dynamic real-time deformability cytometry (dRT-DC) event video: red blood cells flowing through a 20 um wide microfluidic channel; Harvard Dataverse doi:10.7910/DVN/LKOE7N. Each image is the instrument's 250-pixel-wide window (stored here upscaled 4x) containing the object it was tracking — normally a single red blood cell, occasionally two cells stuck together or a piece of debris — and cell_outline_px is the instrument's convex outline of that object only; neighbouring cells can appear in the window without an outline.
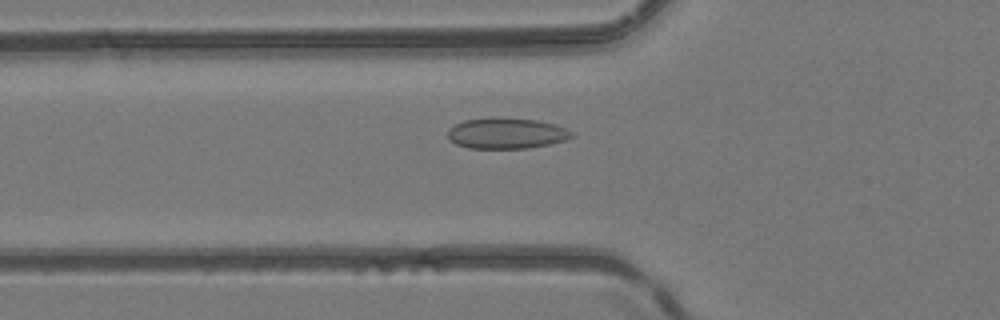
{"species": "common noctule bat (a hibernating species)", "species_latin": "Nyctalus noctula", "temperature_condition": "room temperature", "stored_images_in_passage": 50, "camera_frame_rate_fps": 3000, "um_per_image_px": 0.085, "animal": {"sex": "female", "body_mass_g": 24.6, "forearm_length_mm": 56.2}, "frame": {"image": 1, "passage_image": 18, "time_ms": 5.667, "image_size_px": [1000, 320], "cell_outline_px": [[576, 136], [564, 140], [548, 144], [528, 148], [468, 148], [456, 144], [448, 136], [448, 128], [464, 120], [536, 120], [556, 124], [572, 132]], "centroid_in_image_um": [43.08, 11.37], "position_along_channel_um": 82.7, "area_um2": 21.33}}
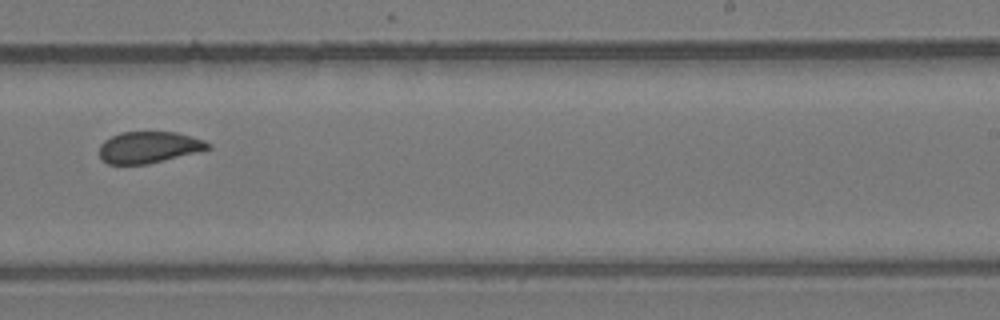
{"frame": {"image": 2, "passage_image": 32, "time_ms": 10.333, "image_size_px": [1000, 320], "cell_outline_px": [[212, 148], [148, 164], [108, 164], [100, 160], [100, 144], [104, 140], [120, 132], [176, 132], [204, 140], [212, 144]], "centroid_in_image_um": [12.64, 12.52], "position_along_channel_um": 276.4, "area_um2": 19.94}}
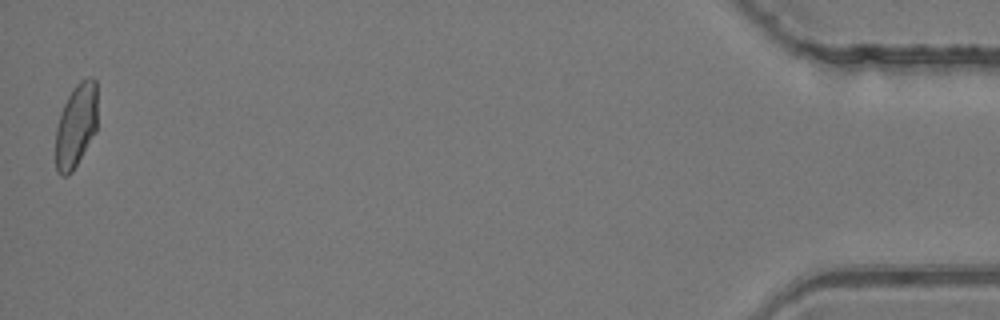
{"frame": {"image": 3, "passage_image": 50, "time_ms": 16.333, "image_size_px": [1000, 320], "cell_outline_px": [[96, 132], [72, 172], [68, 176], [60, 176], [56, 172], [56, 128], [60, 112], [72, 88], [80, 80], [88, 76], [92, 76], [96, 80]], "centroid_in_image_um": [6.45, 10.67], "position_along_channel_um": 428.7, "area_um2": 20.63}, "authors_computed_cell_mechanics": {"area_um2": 21.1548, "velocity_mm_per_s": 4.135, "shape_relaxation_time_tau1_ms": null, "shape_relaxation_time_tau2_ms": 1.0928, "deformation_change_tau1": null, "deformation_change_tau2": 0.0498}}